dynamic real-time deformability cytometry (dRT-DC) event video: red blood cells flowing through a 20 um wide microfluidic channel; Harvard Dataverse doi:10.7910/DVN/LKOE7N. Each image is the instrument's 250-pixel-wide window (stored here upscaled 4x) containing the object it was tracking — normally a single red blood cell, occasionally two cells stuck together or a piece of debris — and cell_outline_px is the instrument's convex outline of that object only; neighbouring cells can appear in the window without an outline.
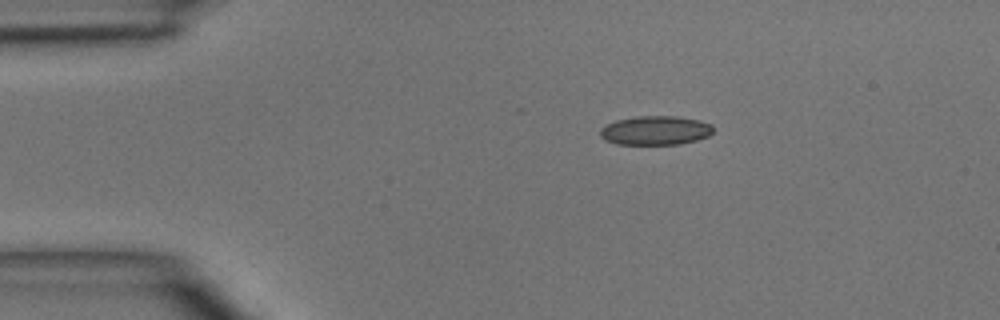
{"species": "common noctule bat (a hibernating species)", "species_latin": "Nyctalus noctula", "temperature_condition": "room temperature", "stored_images_in_passage": 3, "camera_frame_rate_fps": 3000, "um_per_image_px": 0.085, "animal": {"sex": "male", "body_mass_g": 15.6}, "frame": {"image": 1, "passage_image": 1, "time_ms": 0.0, "image_size_px": [1000, 320], "cell_outline_px": [[712, 132], [708, 136], [696, 140], [680, 144], [616, 144], [604, 140], [600, 136], [600, 128], [616, 120], [636, 116], [676, 116], [700, 120], [712, 124]], "centroid_in_image_um": [55.7, 11.08], "position_along_channel_um": 29.3, "area_um2": 19.19}}
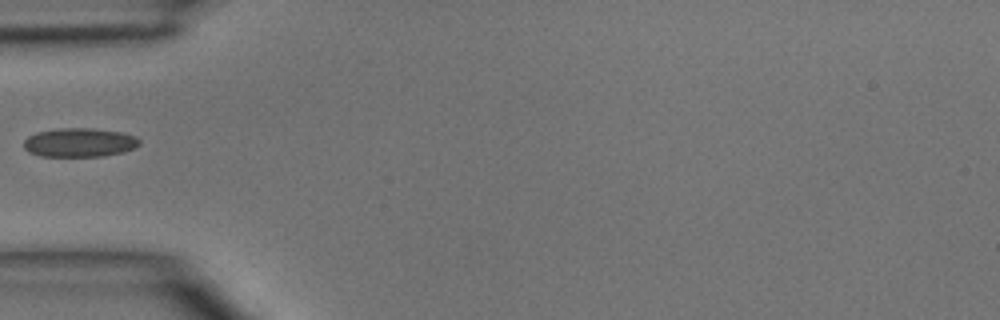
{"frame": {"image": 2, "passage_image": 3, "time_ms": 2.333, "image_size_px": [1000, 320], "cell_outline_px": [[140, 144], [136, 148], [124, 152], [104, 156], [40, 156], [28, 152], [24, 148], [24, 140], [28, 136], [36, 132], [60, 128], [92, 128], [120, 132], [136, 136], [140, 140]], "centroid_in_image_um": [6.77, 12.11], "position_along_channel_um": 78.2, "area_um2": 19.65}}